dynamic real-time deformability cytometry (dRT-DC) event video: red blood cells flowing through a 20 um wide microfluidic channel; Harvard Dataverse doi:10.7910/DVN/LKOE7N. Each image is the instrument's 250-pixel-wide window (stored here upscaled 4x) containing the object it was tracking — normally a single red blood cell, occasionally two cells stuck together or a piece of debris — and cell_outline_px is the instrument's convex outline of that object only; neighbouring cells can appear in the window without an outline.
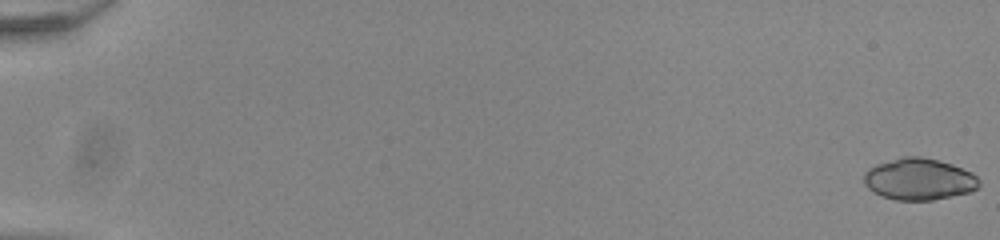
{"species": "common noctule bat (a hibernating species)", "species_latin": "Nyctalus noctula", "temperature_condition": "room temperature", "stored_images_in_passage": 55, "camera_frame_rate_fps": 3000, "um_per_image_px": 0.085, "animal": {"sex": "male", "body_mass_g": 20.0, "forearm_length_mm": 53.3}, "frame": {"image": 1, "passage_image": 1, "time_ms": 0.0, "image_size_px": [1000, 240], "cell_outline_px": [[980, 184], [976, 188], [968, 192], [932, 200], [896, 200], [880, 196], [872, 192], [864, 184], [864, 172], [868, 168], [876, 164], [904, 156], [920, 156], [952, 164], [972, 172], [980, 180]], "centroid_in_image_um": [78.08, 15.23], "position_along_channel_um": 6.9, "area_um2": 27.98}}
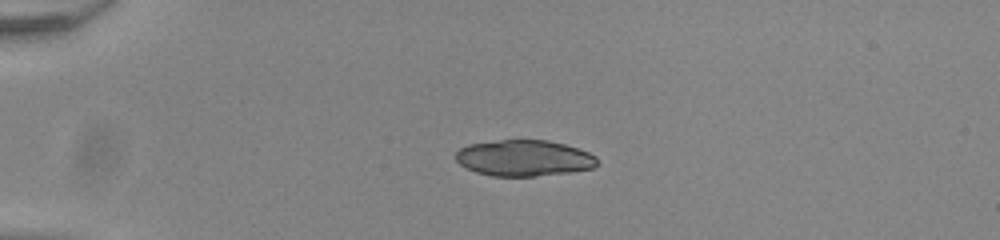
{"frame": {"image": 2, "passage_image": 15, "time_ms": 4.667, "image_size_px": [1000, 240], "cell_outline_px": [[596, 164], [592, 168], [572, 172], [536, 176], [492, 176], [476, 172], [460, 164], [456, 160], [456, 152], [460, 148], [468, 144], [500, 140], [548, 140], [564, 144], [588, 152], [596, 156]], "centroid_in_image_um": [44.53, 13.44], "position_along_channel_um": 40.5, "area_um2": 29.65}}